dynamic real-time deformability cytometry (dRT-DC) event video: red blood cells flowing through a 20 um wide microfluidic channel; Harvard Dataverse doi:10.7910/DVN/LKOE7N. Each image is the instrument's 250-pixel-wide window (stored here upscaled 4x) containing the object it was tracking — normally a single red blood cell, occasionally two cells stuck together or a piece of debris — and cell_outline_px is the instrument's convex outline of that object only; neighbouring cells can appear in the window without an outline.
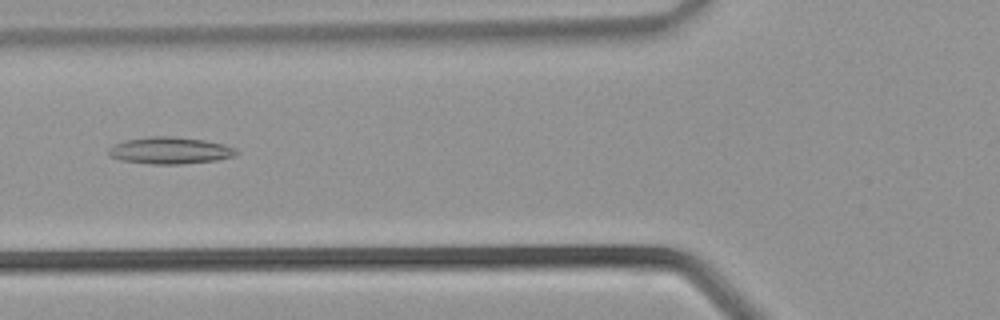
{"species": "common noctule bat (a hibernating species)", "species_latin": "Nyctalus noctula", "temperature_condition": "warm", "stored_images_in_passage": 34, "camera_frame_rate_fps": 3000, "um_per_image_px": 0.085, "animal": {"sex": "male", "body_mass_g": 21.5, "forearm_length_mm": 52.0}, "frame": {"image": 1, "passage_image": 13, "time_ms": 4.0, "image_size_px": [1000, 320], "cell_outline_px": [[240, 152], [236, 156], [216, 160], [180, 164], [152, 164], [120, 160], [112, 156], [108, 152], [108, 148], [124, 140], [152, 136], [172, 136], [204, 140], [224, 144], [236, 148]], "centroid_in_image_um": [14.49, 12.79], "position_along_channel_um": 111.3, "area_um2": 20.0}}
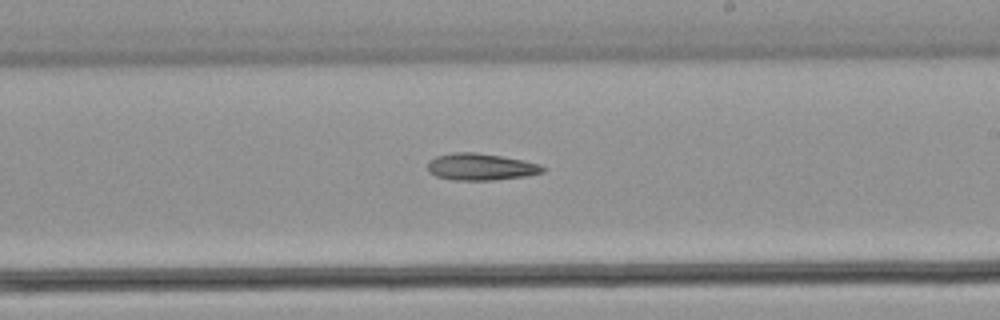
{"frame": {"image": 2, "passage_image": 20, "time_ms": 6.333, "image_size_px": [1000, 320], "cell_outline_px": [[548, 168], [544, 172], [528, 176], [492, 180], [452, 180], [436, 176], [428, 172], [428, 160], [436, 156], [456, 152], [476, 152], [500, 156], [540, 164]], "centroid_in_image_um": [40.87, 14.19], "position_along_channel_um": 248.1, "area_um2": 18.09}}
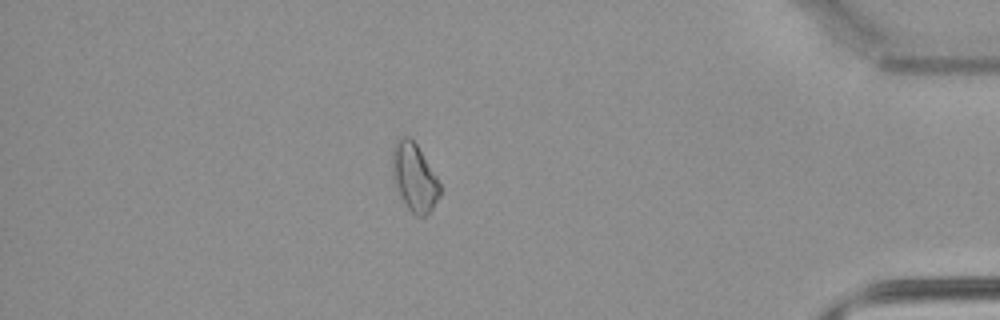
{"frame": {"image": 3, "passage_image": 30, "time_ms": 9.667, "image_size_px": [1000, 320], "cell_outline_px": [[444, 188], [440, 196], [432, 208], [424, 216], [416, 216], [404, 204], [396, 184], [392, 168], [392, 148], [396, 140], [404, 136], [408, 136], [416, 144]], "centroid_in_image_um": [35.25, 15.07], "position_along_channel_um": 400.0, "area_um2": 18.73}}